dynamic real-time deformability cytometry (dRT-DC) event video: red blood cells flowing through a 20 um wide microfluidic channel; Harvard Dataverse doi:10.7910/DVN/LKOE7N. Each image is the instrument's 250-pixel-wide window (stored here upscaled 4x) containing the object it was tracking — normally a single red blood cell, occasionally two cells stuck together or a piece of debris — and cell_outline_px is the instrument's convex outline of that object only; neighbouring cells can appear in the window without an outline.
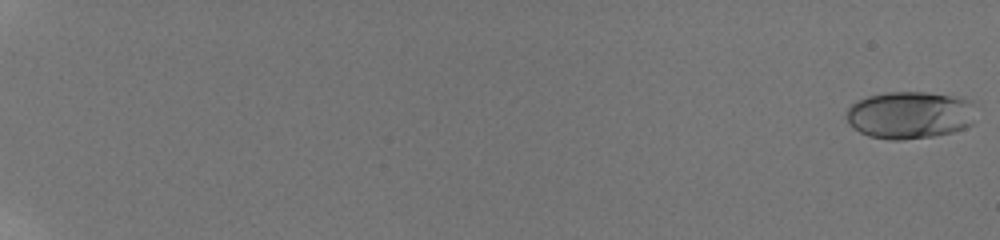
{"species": "human", "species_latin": "Homo sapiens", "temperature_condition": "room temperature", "stored_images_in_passage": 21, "camera_frame_rate_fps": 3000, "um_per_image_px": 0.085, "donor": {"sex": "male"}, "frame": {"image": 1, "passage_image": 1, "time_ms": 0.0, "image_size_px": [1000, 240], "cell_outline_px": [[972, 124], [964, 128], [952, 132], [932, 136], [900, 140], [888, 140], [868, 136], [852, 128], [848, 124], [848, 108], [856, 100], [868, 96], [884, 92], [928, 92], [964, 96], [972, 100]], "centroid_in_image_um": [77.33, 9.76], "position_along_channel_um": 7.7, "area_um2": 36.07}}
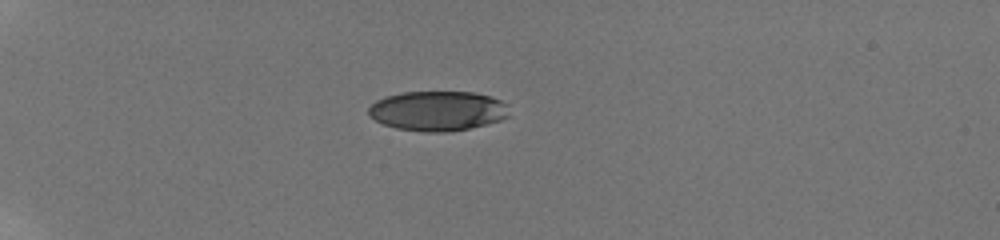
{"frame": {"image": 2, "passage_image": 15, "time_ms": 6.333, "image_size_px": [1000, 240], "cell_outline_px": [[508, 116], [500, 120], [468, 128], [448, 132], [424, 132], [396, 128], [384, 124], [368, 116], [368, 108], [376, 100], [384, 96], [404, 92], [472, 92], [492, 96], [508, 104]], "centroid_in_image_um": [37.19, 9.42], "position_along_channel_um": 47.8, "area_um2": 32.66}}
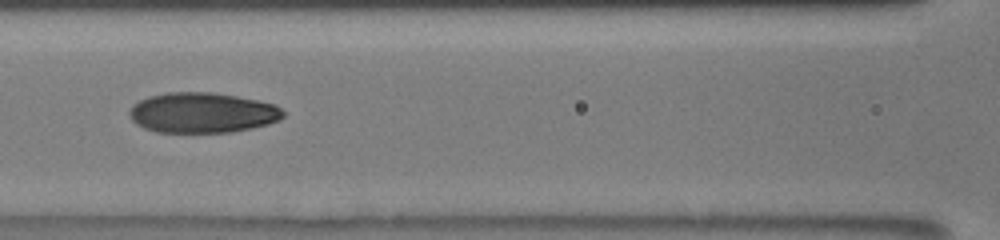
{"frame": {"image": 3, "passage_image": 20, "time_ms": 10.333, "image_size_px": [1000, 240], "cell_outline_px": [[284, 116], [280, 120], [268, 124], [252, 128], [232, 132], [156, 132], [144, 128], [136, 124], [132, 120], [128, 112], [132, 104], [148, 96], [168, 92], [212, 92], [236, 96], [256, 100], [272, 104], [280, 108], [284, 112]], "centroid_in_image_um": [17.17, 9.58], "position_along_channel_um": 149.4, "area_um2": 36.18}}